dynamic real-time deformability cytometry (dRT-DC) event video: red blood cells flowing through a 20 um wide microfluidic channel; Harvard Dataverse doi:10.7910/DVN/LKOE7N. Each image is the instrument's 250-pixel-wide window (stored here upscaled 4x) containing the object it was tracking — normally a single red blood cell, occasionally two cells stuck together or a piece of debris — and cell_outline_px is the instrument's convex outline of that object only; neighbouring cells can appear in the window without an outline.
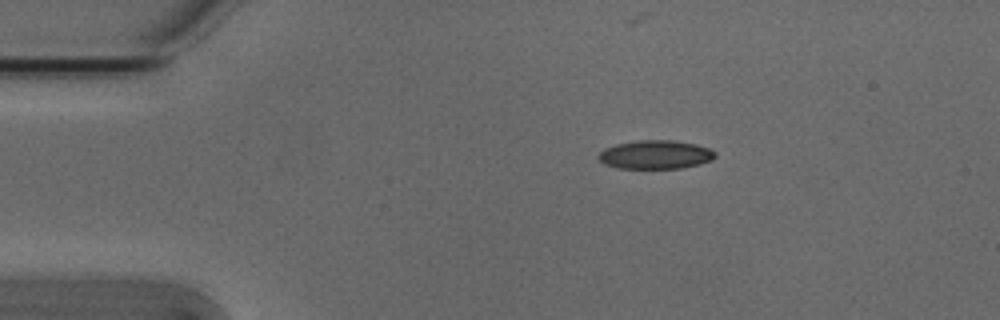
{"species": "Egyptian fruit bat (a non-hibernating species)", "species_latin": "Rousettus aegyptiacus", "temperature_condition": "cold", "stored_images_in_passage": 45, "camera_frame_rate_fps": 3000, "um_per_image_px": 0.085, "animal": {"sex": "male"}, "frame": {"image": 1, "passage_image": 1, "time_ms": 0.0, "image_size_px": [1000, 320], "cell_outline_px": [[716, 156], [712, 160], [700, 164], [680, 168], [620, 168], [604, 164], [596, 156], [604, 148], [616, 144], [640, 140], [672, 140], [696, 144], [708, 148], [716, 152]], "centroid_in_image_um": [55.71, 13.14], "position_along_channel_um": 29.3, "area_um2": 19.48}}
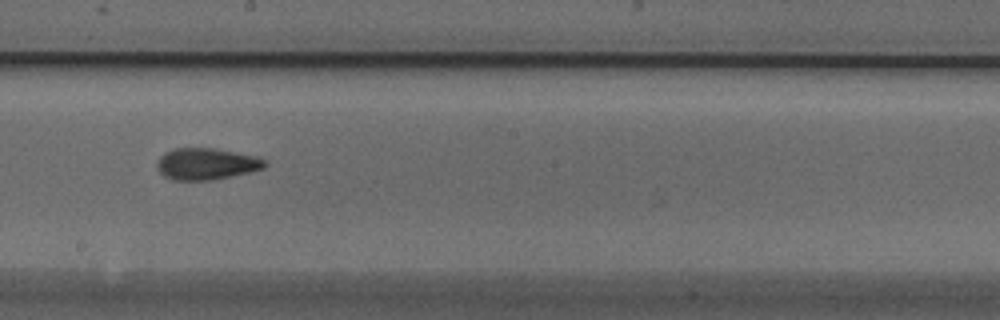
{"frame": {"image": 2, "passage_image": 21, "time_ms": 6.667, "image_size_px": [1000, 320], "cell_outline_px": [[268, 164], [264, 168], [248, 172], [212, 180], [172, 180], [164, 176], [160, 172], [156, 164], [160, 156], [164, 152], [172, 148], [216, 148], [256, 156], [264, 160]], "centroid_in_image_um": [17.52, 13.92], "position_along_channel_um": 230.7, "area_um2": 19.88}}
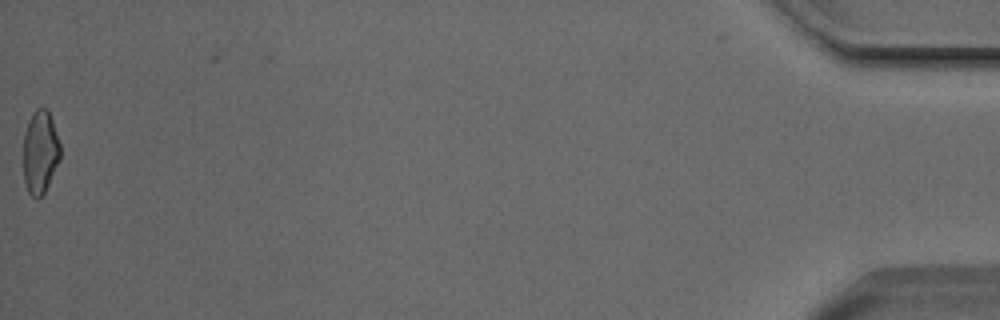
{"frame": {"image": 3, "passage_image": 45, "time_ms": 14.667, "image_size_px": [1000, 320], "cell_outline_px": [[60, 160], [44, 192], [36, 200], [28, 192], [24, 180], [24, 132], [28, 120], [32, 112], [36, 108], [48, 108], [60, 144]], "centroid_in_image_um": [3.41, 12.9], "position_along_channel_um": 431.8, "area_um2": 17.92}, "authors_computed_cell_mechanics": {"area_um2": 19.1318, "velocity_mm_per_s": 3.8304, "shape_relaxation_time_tau1_ms": 6.5291, "shape_relaxation_time_tau2_ms": 1.6777, "deformation_change_tau1": 0.188, "deformation_change_tau2": 0.0822}}